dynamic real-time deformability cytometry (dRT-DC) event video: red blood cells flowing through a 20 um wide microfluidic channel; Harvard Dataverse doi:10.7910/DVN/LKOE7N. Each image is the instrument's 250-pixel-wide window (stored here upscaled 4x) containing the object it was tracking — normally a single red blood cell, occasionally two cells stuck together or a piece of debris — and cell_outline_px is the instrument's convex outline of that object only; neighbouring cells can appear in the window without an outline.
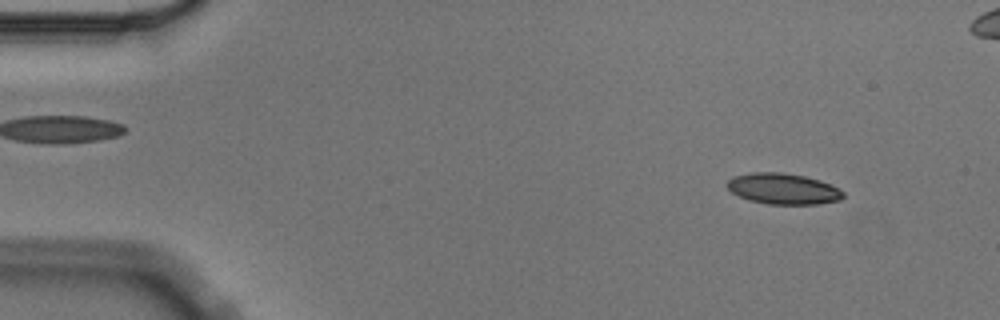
{"species": "Egyptian fruit bat (a non-hibernating species)", "species_latin": "Rousettus aegyptiacus", "temperature_condition": "cold", "stored_images_in_passage": 9, "camera_frame_rate_fps": 3000, "um_per_image_px": 0.085, "animal": {"sex": "male"}, "frame": {"image": 1, "passage_image": 1, "time_ms": 0.0, "image_size_px": [1000, 320], "cell_outline_px": [[844, 196], [840, 200], [816, 204], [768, 204], [748, 200], [732, 192], [724, 184], [732, 176], [752, 172], [780, 172], [804, 176], [820, 180], [844, 192]], "centroid_in_image_um": [66.52, 16.04], "position_along_channel_um": 18.5, "area_um2": 20.87}}
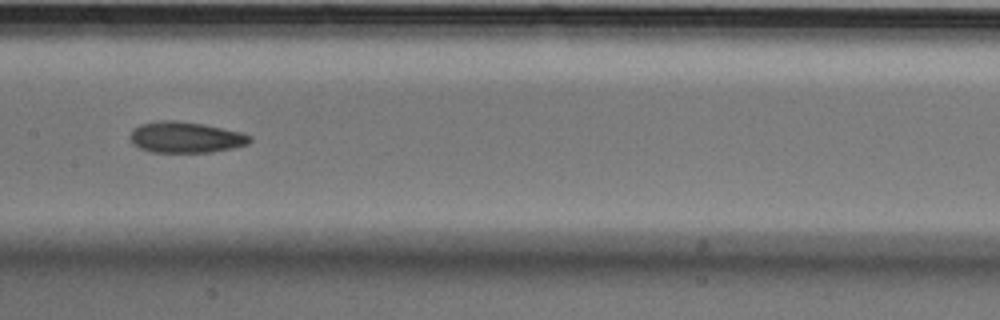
{"frame": {"image": 2, "passage_image": 7, "time_ms": 2.0, "image_size_px": [1000, 320], "cell_outline_px": [[252, 140], [248, 144], [232, 148], [212, 152], [152, 152], [140, 148], [132, 144], [128, 136], [132, 128], [140, 124], [164, 120], [176, 120], [204, 124], [240, 132], [252, 136]], "centroid_in_image_um": [15.74, 11.67], "position_along_channel_um": 191.7, "area_um2": 21.79}}
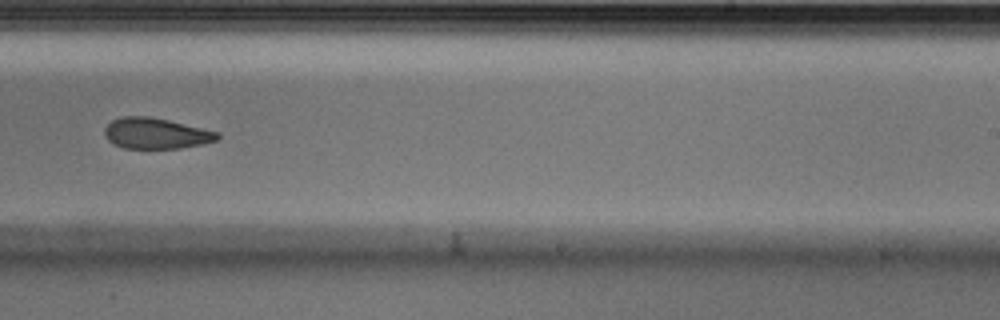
{"frame": {"image": 3, "passage_image": 9, "time_ms": 2.667, "image_size_px": [1000, 320], "cell_outline_px": [[220, 136], [216, 140], [204, 144], [180, 148], [124, 148], [112, 144], [104, 136], [104, 128], [112, 120], [120, 116], [148, 116], [168, 120], [220, 132]], "centroid_in_image_um": [13.23, 11.33], "position_along_channel_um": 275.8, "area_um2": 20.4}}